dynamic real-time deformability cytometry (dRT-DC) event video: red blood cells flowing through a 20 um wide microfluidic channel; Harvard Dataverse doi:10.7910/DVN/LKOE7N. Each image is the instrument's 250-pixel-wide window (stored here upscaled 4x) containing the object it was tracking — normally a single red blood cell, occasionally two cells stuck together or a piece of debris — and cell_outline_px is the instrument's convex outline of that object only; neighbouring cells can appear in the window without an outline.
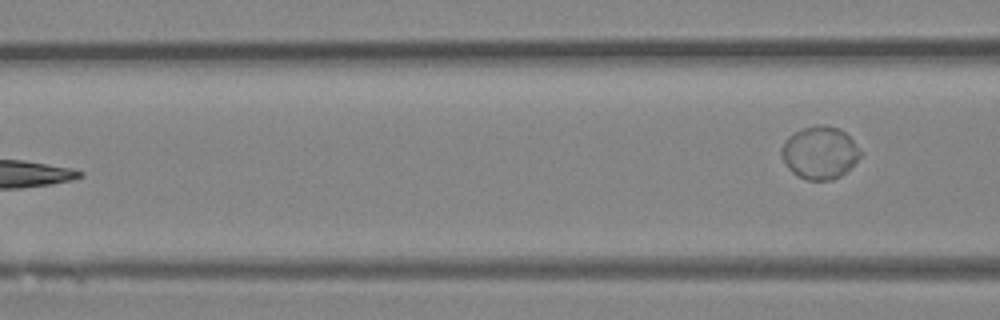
{"species": "Egyptian fruit bat (a non-hibernating species)", "species_latin": "Rousettus aegyptiacus", "temperature_condition": "room temperature", "stored_images_in_passage": 6, "segment_of_instrument_passage": [2, 2], "camera_frame_rate_fps": 3000, "um_per_image_px": 0.085, "animal": {"sex": "female"}, "frame": {"image": 1, "passage_image": 6, "time_ms": 1.667, "image_size_px": [1000, 320], "cell_outline_px": [[860, 156], [840, 176], [832, 180], [808, 180], [796, 176], [784, 164], [780, 152], [780, 148], [784, 140], [788, 136], [804, 128], [816, 124], [824, 124], [840, 128], [852, 140], [860, 152]], "centroid_in_image_um": [69.61, 12.97], "position_along_channel_um": 97.0, "area_um2": 24.1}}